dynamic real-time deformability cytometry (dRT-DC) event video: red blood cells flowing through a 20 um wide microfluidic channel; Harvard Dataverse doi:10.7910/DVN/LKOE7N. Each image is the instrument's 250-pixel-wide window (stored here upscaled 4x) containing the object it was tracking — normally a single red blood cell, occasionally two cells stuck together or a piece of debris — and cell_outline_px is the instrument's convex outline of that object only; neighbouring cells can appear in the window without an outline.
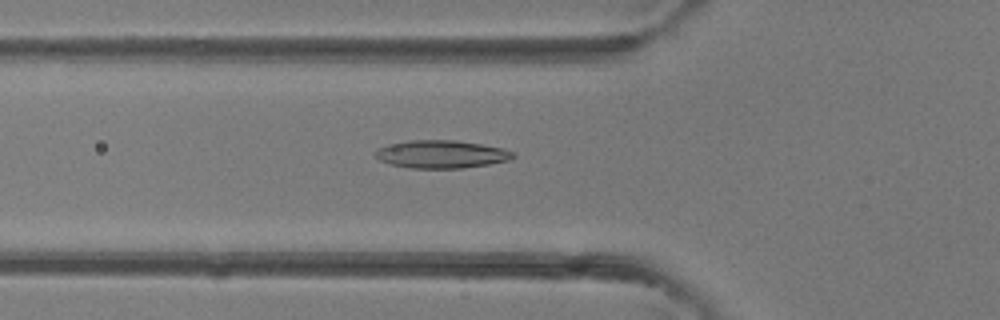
{"species": "common noctule bat (a hibernating species)", "species_latin": "Nyctalus noctula", "temperature_condition": "room temperature", "stored_images_in_passage": 30, "camera_frame_rate_fps": 3000, "um_per_image_px": 0.085, "animal": {"sex": "female"}, "frame": {"image": 1, "passage_image": 4, "time_ms": 1.0, "image_size_px": [1000, 320], "cell_outline_px": [[516, 156], [508, 160], [488, 164], [460, 168], [412, 168], [392, 164], [380, 160], [372, 152], [376, 148], [388, 144], [412, 140], [456, 140], [480, 144], [500, 148], [512, 152]], "centroid_in_image_um": [37.46, 13.1], "position_along_channel_um": 88.3, "area_um2": 22.14}}
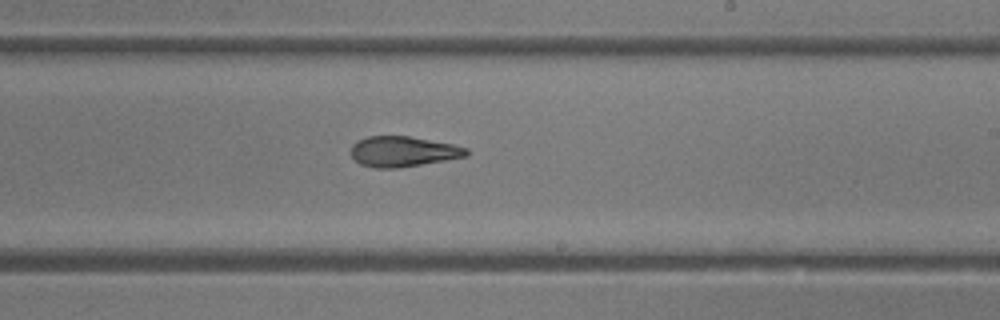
{"frame": {"image": 2, "passage_image": 14, "time_ms": 4.333, "image_size_px": [1000, 320], "cell_outline_px": [[468, 156], [396, 168], [376, 168], [360, 164], [352, 156], [352, 144], [368, 136], [408, 136], [452, 144], [468, 148]], "centroid_in_image_um": [34.26, 12.88], "position_along_channel_um": 254.7, "area_um2": 20.11}}
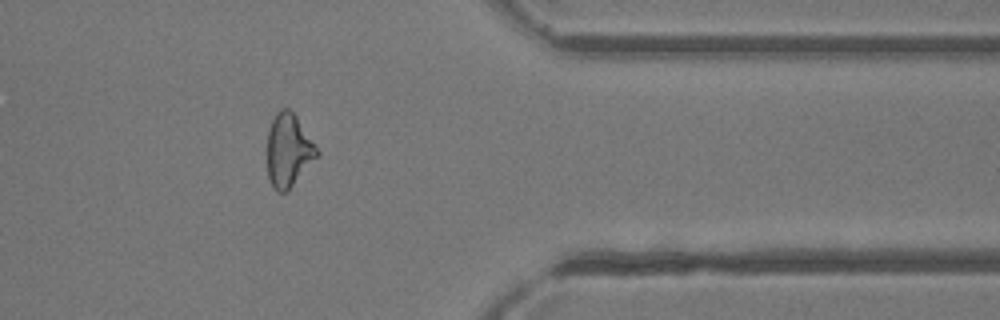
{"frame": {"image": 3, "passage_image": 23, "time_ms": 7.333, "image_size_px": [1000, 320], "cell_outline_px": [[320, 152], [288, 192], [276, 192], [272, 188], [268, 176], [268, 128], [276, 112], [280, 108], [288, 108], [296, 116]], "centroid_in_image_um": [24.5, 12.8], "position_along_channel_um": 386.9, "area_um2": 21.1}}